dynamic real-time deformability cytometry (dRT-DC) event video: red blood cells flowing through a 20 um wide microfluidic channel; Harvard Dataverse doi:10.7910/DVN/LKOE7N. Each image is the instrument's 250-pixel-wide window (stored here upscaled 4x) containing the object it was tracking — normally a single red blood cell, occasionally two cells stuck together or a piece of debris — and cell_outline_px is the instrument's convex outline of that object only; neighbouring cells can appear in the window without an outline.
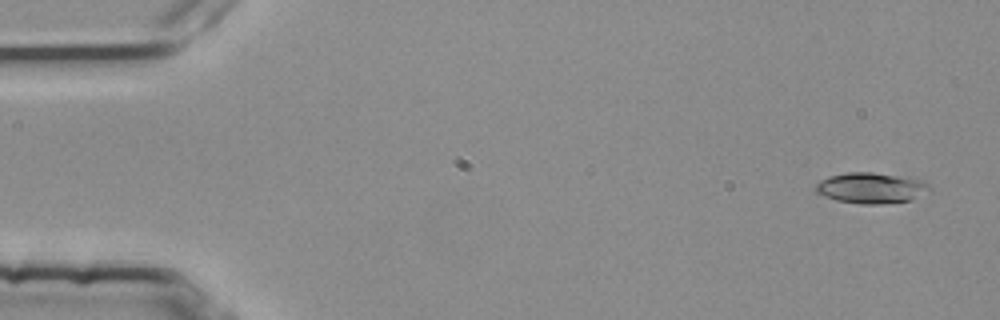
{"species": "common noctule bat (a hibernating species)", "species_latin": "Nyctalus noctula", "temperature_condition": "room temperature", "stored_images_in_passage": 3, "camera_frame_rate_fps": 3000, "um_per_image_px": 0.085, "animal": {"sex": "female", "body_mass_g": 25.1}, "frame": {"image": 1, "passage_image": 3, "time_ms": 0.667, "image_size_px": [1000, 320], "cell_outline_px": [[932, 192], [912, 200], [880, 204], [860, 204], [836, 200], [824, 196], [816, 192], [816, 184], [820, 180], [828, 176], [848, 172], [872, 172], [908, 176], [920, 180], [928, 184], [932, 188]], "centroid_in_image_um": [74.11, 15.97], "position_along_channel_um": 10.9, "area_um2": 20.81}}